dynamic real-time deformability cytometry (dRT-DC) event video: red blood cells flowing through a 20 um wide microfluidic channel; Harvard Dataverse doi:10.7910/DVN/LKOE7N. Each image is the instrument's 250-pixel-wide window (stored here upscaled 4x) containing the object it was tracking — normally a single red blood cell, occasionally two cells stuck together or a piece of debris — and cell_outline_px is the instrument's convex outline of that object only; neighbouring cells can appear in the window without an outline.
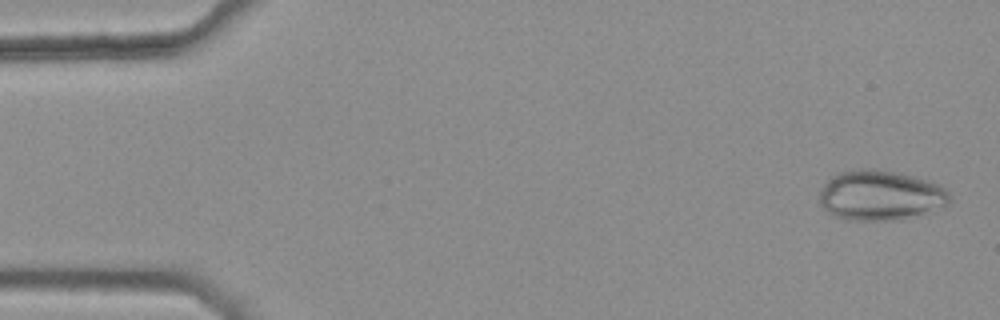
{"species": "common noctule bat (a hibernating species)", "species_latin": "Nyctalus noctula", "temperature_condition": "warm", "stored_images_in_passage": 45, "camera_frame_rate_fps": 3000, "um_per_image_px": 0.085, "animal": {"sex": "female", "body_mass_g": 25.1}, "frame": {"image": 1, "passage_image": 2, "time_ms": 0.333, "image_size_px": [1000, 320], "cell_outline_px": [[952, 200], [948, 204], [900, 220], [852, 220], [836, 216], [828, 212], [820, 204], [820, 192], [824, 184], [836, 172], [856, 168], [876, 168], [912, 176], [928, 180], [944, 188], [948, 192]], "centroid_in_image_um": [74.8, 16.58], "position_along_channel_um": 10.2, "area_um2": 37.8}}
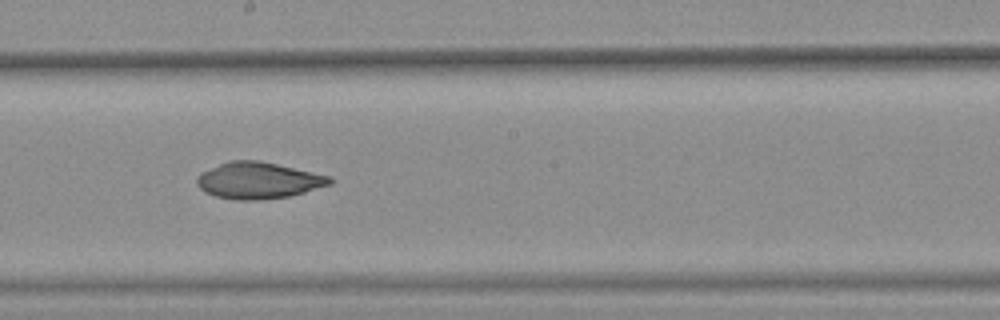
{"frame": {"image": 2, "passage_image": 29, "time_ms": 9.333, "image_size_px": [1000, 320], "cell_outline_px": [[336, 180], [332, 184], [304, 192], [288, 196], [260, 200], [236, 200], [216, 196], [204, 192], [196, 184], [196, 180], [200, 172], [228, 160], [260, 160], [332, 176]], "centroid_in_image_um": [21.97, 15.33], "position_along_channel_um": 226.2, "area_um2": 28.55}}
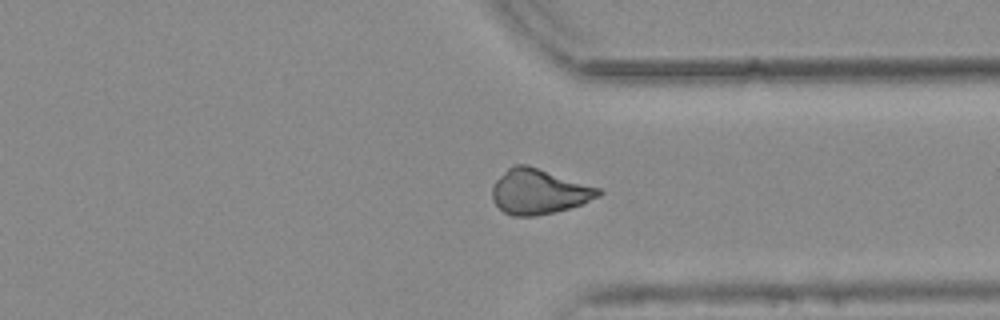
{"frame": {"image": 3, "passage_image": 40, "time_ms": 13.0, "image_size_px": [1000, 320], "cell_outline_px": [[604, 192], [600, 196], [580, 204], [568, 208], [536, 216], [512, 216], [504, 212], [492, 200], [492, 184], [508, 168], [516, 164], [528, 164], [600, 188]], "centroid_in_image_um": [45.79, 16.27], "position_along_channel_um": 365.6, "area_um2": 27.86}, "authors_computed_cell_mechanics": {"area_um2": 28.8422, "velocity_mm_per_s": 3.8029, "shape_relaxation_time_tau1_ms": null, "shape_relaxation_time_tau2_ms": 5.0871, "deformation_change_tau1": null, "deformation_change_tau2": 0.0775}}